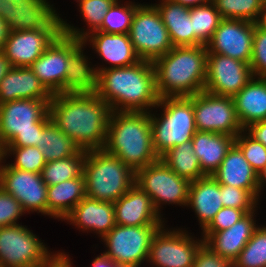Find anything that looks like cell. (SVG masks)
Instances as JSON below:
<instances>
[{"instance_id": "obj_1", "label": "cell", "mask_w": 266, "mask_h": 267, "mask_svg": "<svg viewBox=\"0 0 266 267\" xmlns=\"http://www.w3.org/2000/svg\"><path fill=\"white\" fill-rule=\"evenodd\" d=\"M110 113L97 94H54L49 102L52 122L84 151L104 148Z\"/></svg>"}, {"instance_id": "obj_2", "label": "cell", "mask_w": 266, "mask_h": 267, "mask_svg": "<svg viewBox=\"0 0 266 267\" xmlns=\"http://www.w3.org/2000/svg\"><path fill=\"white\" fill-rule=\"evenodd\" d=\"M31 7L11 28L3 48L12 67H29L62 33V18L48 0H30Z\"/></svg>"}, {"instance_id": "obj_3", "label": "cell", "mask_w": 266, "mask_h": 267, "mask_svg": "<svg viewBox=\"0 0 266 267\" xmlns=\"http://www.w3.org/2000/svg\"><path fill=\"white\" fill-rule=\"evenodd\" d=\"M96 94L111 111L151 112L160 100L152 62L101 70Z\"/></svg>"}, {"instance_id": "obj_4", "label": "cell", "mask_w": 266, "mask_h": 267, "mask_svg": "<svg viewBox=\"0 0 266 267\" xmlns=\"http://www.w3.org/2000/svg\"><path fill=\"white\" fill-rule=\"evenodd\" d=\"M103 150L134 173L159 160L152 141L150 112L111 111Z\"/></svg>"}, {"instance_id": "obj_5", "label": "cell", "mask_w": 266, "mask_h": 267, "mask_svg": "<svg viewBox=\"0 0 266 267\" xmlns=\"http://www.w3.org/2000/svg\"><path fill=\"white\" fill-rule=\"evenodd\" d=\"M207 47H173L152 62L156 90L161 98L190 97L204 91L206 82Z\"/></svg>"}, {"instance_id": "obj_6", "label": "cell", "mask_w": 266, "mask_h": 267, "mask_svg": "<svg viewBox=\"0 0 266 267\" xmlns=\"http://www.w3.org/2000/svg\"><path fill=\"white\" fill-rule=\"evenodd\" d=\"M51 100L18 99L0 104V148L40 144V132L51 121Z\"/></svg>"}, {"instance_id": "obj_7", "label": "cell", "mask_w": 266, "mask_h": 267, "mask_svg": "<svg viewBox=\"0 0 266 267\" xmlns=\"http://www.w3.org/2000/svg\"><path fill=\"white\" fill-rule=\"evenodd\" d=\"M86 196L114 203L134 184L135 173L103 149L86 151L83 164Z\"/></svg>"}, {"instance_id": "obj_8", "label": "cell", "mask_w": 266, "mask_h": 267, "mask_svg": "<svg viewBox=\"0 0 266 267\" xmlns=\"http://www.w3.org/2000/svg\"><path fill=\"white\" fill-rule=\"evenodd\" d=\"M159 107L161 116L150 112V120L154 150L160 157L168 149L191 141L197 130L192 96L161 98L155 108Z\"/></svg>"}, {"instance_id": "obj_9", "label": "cell", "mask_w": 266, "mask_h": 267, "mask_svg": "<svg viewBox=\"0 0 266 267\" xmlns=\"http://www.w3.org/2000/svg\"><path fill=\"white\" fill-rule=\"evenodd\" d=\"M135 183L146 192L156 212L161 216L162 205L187 206L190 181L178 176L161 159L139 169Z\"/></svg>"}, {"instance_id": "obj_10", "label": "cell", "mask_w": 266, "mask_h": 267, "mask_svg": "<svg viewBox=\"0 0 266 267\" xmlns=\"http://www.w3.org/2000/svg\"><path fill=\"white\" fill-rule=\"evenodd\" d=\"M135 53L141 60L153 62L174 46L161 15L151 4H141L133 16L129 32Z\"/></svg>"}, {"instance_id": "obj_11", "label": "cell", "mask_w": 266, "mask_h": 267, "mask_svg": "<svg viewBox=\"0 0 266 267\" xmlns=\"http://www.w3.org/2000/svg\"><path fill=\"white\" fill-rule=\"evenodd\" d=\"M163 225H115L103 238V254L117 265L140 267L148 259L153 235Z\"/></svg>"}, {"instance_id": "obj_12", "label": "cell", "mask_w": 266, "mask_h": 267, "mask_svg": "<svg viewBox=\"0 0 266 267\" xmlns=\"http://www.w3.org/2000/svg\"><path fill=\"white\" fill-rule=\"evenodd\" d=\"M32 231L21 224L0 227V267H36L54 254Z\"/></svg>"}, {"instance_id": "obj_13", "label": "cell", "mask_w": 266, "mask_h": 267, "mask_svg": "<svg viewBox=\"0 0 266 267\" xmlns=\"http://www.w3.org/2000/svg\"><path fill=\"white\" fill-rule=\"evenodd\" d=\"M165 224L153 235L147 263L156 267H192L196 253L204 243L186 230L169 229Z\"/></svg>"}, {"instance_id": "obj_14", "label": "cell", "mask_w": 266, "mask_h": 267, "mask_svg": "<svg viewBox=\"0 0 266 267\" xmlns=\"http://www.w3.org/2000/svg\"><path fill=\"white\" fill-rule=\"evenodd\" d=\"M196 130L236 137L242 128L233 97L217 96L201 91L192 96Z\"/></svg>"}, {"instance_id": "obj_15", "label": "cell", "mask_w": 266, "mask_h": 267, "mask_svg": "<svg viewBox=\"0 0 266 267\" xmlns=\"http://www.w3.org/2000/svg\"><path fill=\"white\" fill-rule=\"evenodd\" d=\"M5 161V162H4ZM3 163V164H2ZM0 161V188L20 202L23 210L47 215V189L41 174L12 168Z\"/></svg>"}, {"instance_id": "obj_16", "label": "cell", "mask_w": 266, "mask_h": 267, "mask_svg": "<svg viewBox=\"0 0 266 267\" xmlns=\"http://www.w3.org/2000/svg\"><path fill=\"white\" fill-rule=\"evenodd\" d=\"M82 40L61 33L29 67L52 94H63L70 55Z\"/></svg>"}, {"instance_id": "obj_17", "label": "cell", "mask_w": 266, "mask_h": 267, "mask_svg": "<svg viewBox=\"0 0 266 267\" xmlns=\"http://www.w3.org/2000/svg\"><path fill=\"white\" fill-rule=\"evenodd\" d=\"M254 77L250 64L218 53H208L204 91L234 97Z\"/></svg>"}, {"instance_id": "obj_18", "label": "cell", "mask_w": 266, "mask_h": 267, "mask_svg": "<svg viewBox=\"0 0 266 267\" xmlns=\"http://www.w3.org/2000/svg\"><path fill=\"white\" fill-rule=\"evenodd\" d=\"M255 24L246 20L223 19L206 44L208 53H218L250 64Z\"/></svg>"}, {"instance_id": "obj_19", "label": "cell", "mask_w": 266, "mask_h": 267, "mask_svg": "<svg viewBox=\"0 0 266 267\" xmlns=\"http://www.w3.org/2000/svg\"><path fill=\"white\" fill-rule=\"evenodd\" d=\"M115 223L124 226L164 225L150 196L136 183L114 203Z\"/></svg>"}, {"instance_id": "obj_20", "label": "cell", "mask_w": 266, "mask_h": 267, "mask_svg": "<svg viewBox=\"0 0 266 267\" xmlns=\"http://www.w3.org/2000/svg\"><path fill=\"white\" fill-rule=\"evenodd\" d=\"M86 47L89 43L97 55L111 64V66H97L100 72L103 69L128 67L136 64L141 59L135 53L129 34H108L101 31H94L82 39Z\"/></svg>"}, {"instance_id": "obj_21", "label": "cell", "mask_w": 266, "mask_h": 267, "mask_svg": "<svg viewBox=\"0 0 266 267\" xmlns=\"http://www.w3.org/2000/svg\"><path fill=\"white\" fill-rule=\"evenodd\" d=\"M63 220L102 239L116 225L114 204L85 196Z\"/></svg>"}, {"instance_id": "obj_22", "label": "cell", "mask_w": 266, "mask_h": 267, "mask_svg": "<svg viewBox=\"0 0 266 267\" xmlns=\"http://www.w3.org/2000/svg\"><path fill=\"white\" fill-rule=\"evenodd\" d=\"M255 212L246 214L228 229L212 233L204 243L221 257L233 262L258 228Z\"/></svg>"}, {"instance_id": "obj_23", "label": "cell", "mask_w": 266, "mask_h": 267, "mask_svg": "<svg viewBox=\"0 0 266 267\" xmlns=\"http://www.w3.org/2000/svg\"><path fill=\"white\" fill-rule=\"evenodd\" d=\"M45 88L30 67H12L0 81V104L18 100H51Z\"/></svg>"}, {"instance_id": "obj_24", "label": "cell", "mask_w": 266, "mask_h": 267, "mask_svg": "<svg viewBox=\"0 0 266 267\" xmlns=\"http://www.w3.org/2000/svg\"><path fill=\"white\" fill-rule=\"evenodd\" d=\"M219 184L249 190L260 200L258 174L245 159L241 149L234 143L218 169L211 175Z\"/></svg>"}, {"instance_id": "obj_25", "label": "cell", "mask_w": 266, "mask_h": 267, "mask_svg": "<svg viewBox=\"0 0 266 267\" xmlns=\"http://www.w3.org/2000/svg\"><path fill=\"white\" fill-rule=\"evenodd\" d=\"M187 206L193 209L203 230L224 207L220 184L211 175L192 181Z\"/></svg>"}, {"instance_id": "obj_26", "label": "cell", "mask_w": 266, "mask_h": 267, "mask_svg": "<svg viewBox=\"0 0 266 267\" xmlns=\"http://www.w3.org/2000/svg\"><path fill=\"white\" fill-rule=\"evenodd\" d=\"M233 100L243 129L252 123L266 120V78L253 77Z\"/></svg>"}, {"instance_id": "obj_27", "label": "cell", "mask_w": 266, "mask_h": 267, "mask_svg": "<svg viewBox=\"0 0 266 267\" xmlns=\"http://www.w3.org/2000/svg\"><path fill=\"white\" fill-rule=\"evenodd\" d=\"M84 48L82 43L70 55L63 94H96L98 92L99 71L97 67L90 65V58L86 57Z\"/></svg>"}, {"instance_id": "obj_28", "label": "cell", "mask_w": 266, "mask_h": 267, "mask_svg": "<svg viewBox=\"0 0 266 267\" xmlns=\"http://www.w3.org/2000/svg\"><path fill=\"white\" fill-rule=\"evenodd\" d=\"M195 155L200 160L205 175H212L221 165L228 150L235 143V137L213 132L197 131L192 138Z\"/></svg>"}, {"instance_id": "obj_29", "label": "cell", "mask_w": 266, "mask_h": 267, "mask_svg": "<svg viewBox=\"0 0 266 267\" xmlns=\"http://www.w3.org/2000/svg\"><path fill=\"white\" fill-rule=\"evenodd\" d=\"M161 15L174 47L194 46V30L190 19V8L171 0H160L153 4Z\"/></svg>"}, {"instance_id": "obj_30", "label": "cell", "mask_w": 266, "mask_h": 267, "mask_svg": "<svg viewBox=\"0 0 266 267\" xmlns=\"http://www.w3.org/2000/svg\"><path fill=\"white\" fill-rule=\"evenodd\" d=\"M86 196L83 173L70 180L48 186L47 216L63 221L69 212Z\"/></svg>"}, {"instance_id": "obj_31", "label": "cell", "mask_w": 266, "mask_h": 267, "mask_svg": "<svg viewBox=\"0 0 266 267\" xmlns=\"http://www.w3.org/2000/svg\"><path fill=\"white\" fill-rule=\"evenodd\" d=\"M37 147L44 154L46 162L61 160L79 155L84 150L63 133L52 120L40 132V144Z\"/></svg>"}, {"instance_id": "obj_32", "label": "cell", "mask_w": 266, "mask_h": 267, "mask_svg": "<svg viewBox=\"0 0 266 267\" xmlns=\"http://www.w3.org/2000/svg\"><path fill=\"white\" fill-rule=\"evenodd\" d=\"M160 159L178 176L190 182L206 176L193 148L192 140L168 149Z\"/></svg>"}, {"instance_id": "obj_33", "label": "cell", "mask_w": 266, "mask_h": 267, "mask_svg": "<svg viewBox=\"0 0 266 267\" xmlns=\"http://www.w3.org/2000/svg\"><path fill=\"white\" fill-rule=\"evenodd\" d=\"M116 0H77L79 3V12L81 13L84 22L88 25L86 30H81L73 25L67 23L62 19V33L82 40L86 35L97 31L104 20L105 15L108 13L110 7Z\"/></svg>"}, {"instance_id": "obj_34", "label": "cell", "mask_w": 266, "mask_h": 267, "mask_svg": "<svg viewBox=\"0 0 266 267\" xmlns=\"http://www.w3.org/2000/svg\"><path fill=\"white\" fill-rule=\"evenodd\" d=\"M194 46L206 45L223 20L213 3L190 8Z\"/></svg>"}, {"instance_id": "obj_35", "label": "cell", "mask_w": 266, "mask_h": 267, "mask_svg": "<svg viewBox=\"0 0 266 267\" xmlns=\"http://www.w3.org/2000/svg\"><path fill=\"white\" fill-rule=\"evenodd\" d=\"M86 151L61 160L46 162L41 177L47 186L79 177L83 173Z\"/></svg>"}, {"instance_id": "obj_36", "label": "cell", "mask_w": 266, "mask_h": 267, "mask_svg": "<svg viewBox=\"0 0 266 267\" xmlns=\"http://www.w3.org/2000/svg\"><path fill=\"white\" fill-rule=\"evenodd\" d=\"M120 3V0L114 2L97 31L108 34H129L133 16L141 3L132 1L126 2L124 5Z\"/></svg>"}, {"instance_id": "obj_37", "label": "cell", "mask_w": 266, "mask_h": 267, "mask_svg": "<svg viewBox=\"0 0 266 267\" xmlns=\"http://www.w3.org/2000/svg\"><path fill=\"white\" fill-rule=\"evenodd\" d=\"M263 0H213L223 19L246 20L256 23L264 6Z\"/></svg>"}, {"instance_id": "obj_38", "label": "cell", "mask_w": 266, "mask_h": 267, "mask_svg": "<svg viewBox=\"0 0 266 267\" xmlns=\"http://www.w3.org/2000/svg\"><path fill=\"white\" fill-rule=\"evenodd\" d=\"M261 226L233 261L234 267H266V226Z\"/></svg>"}, {"instance_id": "obj_39", "label": "cell", "mask_w": 266, "mask_h": 267, "mask_svg": "<svg viewBox=\"0 0 266 267\" xmlns=\"http://www.w3.org/2000/svg\"><path fill=\"white\" fill-rule=\"evenodd\" d=\"M14 157V163H9L12 168L40 174L46 164L44 154L36 146L5 147L2 150V158L8 155Z\"/></svg>"}, {"instance_id": "obj_40", "label": "cell", "mask_w": 266, "mask_h": 267, "mask_svg": "<svg viewBox=\"0 0 266 267\" xmlns=\"http://www.w3.org/2000/svg\"><path fill=\"white\" fill-rule=\"evenodd\" d=\"M30 7V0H0V52H3L11 28Z\"/></svg>"}, {"instance_id": "obj_41", "label": "cell", "mask_w": 266, "mask_h": 267, "mask_svg": "<svg viewBox=\"0 0 266 267\" xmlns=\"http://www.w3.org/2000/svg\"><path fill=\"white\" fill-rule=\"evenodd\" d=\"M235 144L241 149L252 169L259 174L266 166V147L245 130L235 137Z\"/></svg>"}, {"instance_id": "obj_42", "label": "cell", "mask_w": 266, "mask_h": 267, "mask_svg": "<svg viewBox=\"0 0 266 267\" xmlns=\"http://www.w3.org/2000/svg\"><path fill=\"white\" fill-rule=\"evenodd\" d=\"M222 204L224 207H232L243 210L246 214L258 210V199L249 191L234 186L220 184Z\"/></svg>"}, {"instance_id": "obj_43", "label": "cell", "mask_w": 266, "mask_h": 267, "mask_svg": "<svg viewBox=\"0 0 266 267\" xmlns=\"http://www.w3.org/2000/svg\"><path fill=\"white\" fill-rule=\"evenodd\" d=\"M250 67L254 77L266 78V30L257 24H255Z\"/></svg>"}, {"instance_id": "obj_44", "label": "cell", "mask_w": 266, "mask_h": 267, "mask_svg": "<svg viewBox=\"0 0 266 267\" xmlns=\"http://www.w3.org/2000/svg\"><path fill=\"white\" fill-rule=\"evenodd\" d=\"M245 215L246 213L241 209L223 207L202 230L201 236L203 240L205 241L214 232L230 228Z\"/></svg>"}, {"instance_id": "obj_45", "label": "cell", "mask_w": 266, "mask_h": 267, "mask_svg": "<svg viewBox=\"0 0 266 267\" xmlns=\"http://www.w3.org/2000/svg\"><path fill=\"white\" fill-rule=\"evenodd\" d=\"M25 213L20 202L0 188V227L19 224L17 220Z\"/></svg>"}, {"instance_id": "obj_46", "label": "cell", "mask_w": 266, "mask_h": 267, "mask_svg": "<svg viewBox=\"0 0 266 267\" xmlns=\"http://www.w3.org/2000/svg\"><path fill=\"white\" fill-rule=\"evenodd\" d=\"M192 267H234L233 262L221 257L203 243L196 253Z\"/></svg>"}, {"instance_id": "obj_47", "label": "cell", "mask_w": 266, "mask_h": 267, "mask_svg": "<svg viewBox=\"0 0 266 267\" xmlns=\"http://www.w3.org/2000/svg\"><path fill=\"white\" fill-rule=\"evenodd\" d=\"M70 255L63 252L54 253L45 263L36 267H72Z\"/></svg>"}, {"instance_id": "obj_48", "label": "cell", "mask_w": 266, "mask_h": 267, "mask_svg": "<svg viewBox=\"0 0 266 267\" xmlns=\"http://www.w3.org/2000/svg\"><path fill=\"white\" fill-rule=\"evenodd\" d=\"M244 130L248 131L247 133L251 137L266 147V120L252 123Z\"/></svg>"}, {"instance_id": "obj_49", "label": "cell", "mask_w": 266, "mask_h": 267, "mask_svg": "<svg viewBox=\"0 0 266 267\" xmlns=\"http://www.w3.org/2000/svg\"><path fill=\"white\" fill-rule=\"evenodd\" d=\"M177 4L185 6L187 8H193L209 3H213V0H171Z\"/></svg>"}, {"instance_id": "obj_50", "label": "cell", "mask_w": 266, "mask_h": 267, "mask_svg": "<svg viewBox=\"0 0 266 267\" xmlns=\"http://www.w3.org/2000/svg\"><path fill=\"white\" fill-rule=\"evenodd\" d=\"M113 264L114 262L109 257L101 253V255L93 259L90 267H111Z\"/></svg>"}, {"instance_id": "obj_51", "label": "cell", "mask_w": 266, "mask_h": 267, "mask_svg": "<svg viewBox=\"0 0 266 267\" xmlns=\"http://www.w3.org/2000/svg\"><path fill=\"white\" fill-rule=\"evenodd\" d=\"M12 68L11 63L5 57L3 52H0V81L4 78L7 72Z\"/></svg>"}, {"instance_id": "obj_52", "label": "cell", "mask_w": 266, "mask_h": 267, "mask_svg": "<svg viewBox=\"0 0 266 267\" xmlns=\"http://www.w3.org/2000/svg\"><path fill=\"white\" fill-rule=\"evenodd\" d=\"M256 24L260 28L266 30V2L264 3V6H263L261 13H260V17H259L258 21L256 22Z\"/></svg>"}, {"instance_id": "obj_53", "label": "cell", "mask_w": 266, "mask_h": 267, "mask_svg": "<svg viewBox=\"0 0 266 267\" xmlns=\"http://www.w3.org/2000/svg\"><path fill=\"white\" fill-rule=\"evenodd\" d=\"M266 166L264 169L258 174V192L259 195H261V190L263 189V186H266Z\"/></svg>"}, {"instance_id": "obj_54", "label": "cell", "mask_w": 266, "mask_h": 267, "mask_svg": "<svg viewBox=\"0 0 266 267\" xmlns=\"http://www.w3.org/2000/svg\"><path fill=\"white\" fill-rule=\"evenodd\" d=\"M111 267H129V266L117 265L116 263H114Z\"/></svg>"}, {"instance_id": "obj_55", "label": "cell", "mask_w": 266, "mask_h": 267, "mask_svg": "<svg viewBox=\"0 0 266 267\" xmlns=\"http://www.w3.org/2000/svg\"><path fill=\"white\" fill-rule=\"evenodd\" d=\"M2 159V149L0 148V161Z\"/></svg>"}]
</instances>
